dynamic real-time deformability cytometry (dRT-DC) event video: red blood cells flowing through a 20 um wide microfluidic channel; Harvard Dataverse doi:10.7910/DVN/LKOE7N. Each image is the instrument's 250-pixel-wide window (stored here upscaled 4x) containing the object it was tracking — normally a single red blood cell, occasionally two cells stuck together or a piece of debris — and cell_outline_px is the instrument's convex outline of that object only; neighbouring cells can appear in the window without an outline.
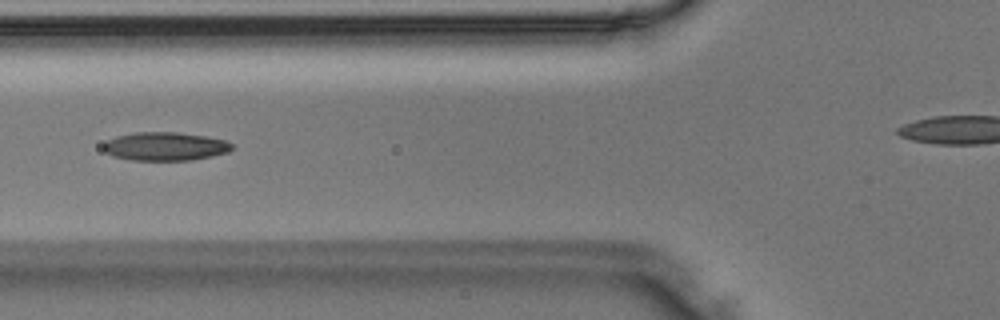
{"species": "Egyptian fruit bat (a non-hibernating species)", "species_latin": "Rousettus aegyptiacus", "temperature_condition": "room temperature", "stored_images_in_passage": 24, "camera_frame_rate_fps": 3000, "um_per_image_px": 0.085, "animal": {"sex": "male"}, "frame": {"image": 1, "passage_image": 8, "time_ms": 2.333, "image_size_px": [1000, 320], "cell_outline_px": [[232, 148], [228, 152], [212, 156], [192, 160], [132, 160], [112, 156], [104, 152], [104, 144], [108, 140], [116, 136], [136, 132], [176, 132], [204, 136], [224, 140], [232, 144]], "centroid_in_image_um": [14.02, 12.44], "position_along_channel_um": 111.8, "area_um2": 21.21}}
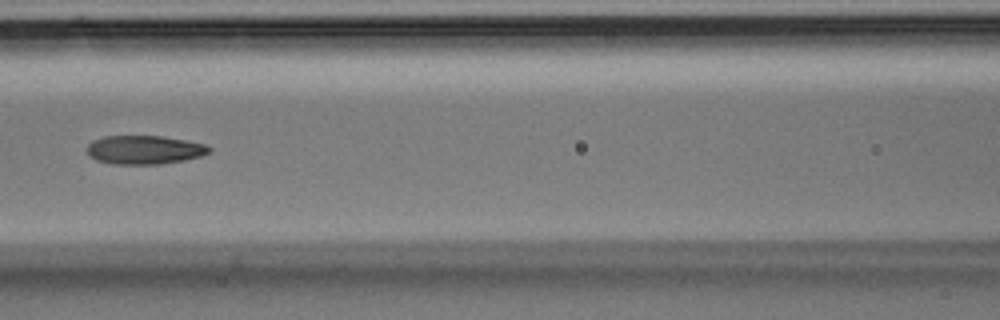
{"frame": {"image": 2, "passage_image": 11, "time_ms": 3.333, "image_size_px": [1000, 320], "cell_outline_px": [[212, 152], [200, 156], [184, 160], [160, 164], [112, 164], [96, 160], [88, 152], [88, 144], [92, 140], [104, 136], [160, 136], [184, 140], [204, 144], [212, 148]], "centroid_in_image_um": [12.29, 12.73], "position_along_channel_um": 154.3, "area_um2": 20.35}}